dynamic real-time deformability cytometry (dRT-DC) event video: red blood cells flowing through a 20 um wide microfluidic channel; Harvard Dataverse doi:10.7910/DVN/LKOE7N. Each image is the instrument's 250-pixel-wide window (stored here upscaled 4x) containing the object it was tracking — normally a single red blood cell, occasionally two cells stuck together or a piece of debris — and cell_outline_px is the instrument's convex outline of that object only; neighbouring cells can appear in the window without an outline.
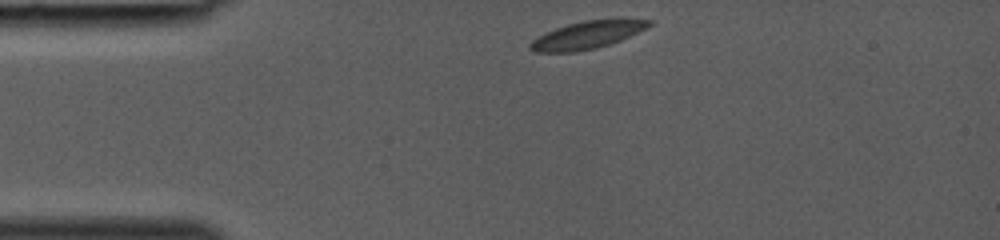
{"species": "common noctule bat (a hibernating species)", "species_latin": "Nyctalus noctula", "temperature_condition": "room temperature", "stored_images_in_passage": 29, "camera_frame_rate_fps": 3000, "um_per_image_px": 0.085, "animal": {"sex": "female", "body_mass_g": 19.0, "forearm_length_mm": 53.3}, "frame": {"image": 1, "passage_image": 1, "time_ms": 0.0, "image_size_px": [1000, 240], "cell_outline_px": [[652, 24], [648, 28], [620, 40], [596, 48], [576, 52], [532, 52], [528, 48], [528, 44], [536, 36], [556, 28], [568, 24], [584, 20], [616, 16], [624, 16], [652, 20]], "centroid_in_image_um": [49.98, 2.92], "position_along_channel_um": 35.0, "area_um2": 20.0}}
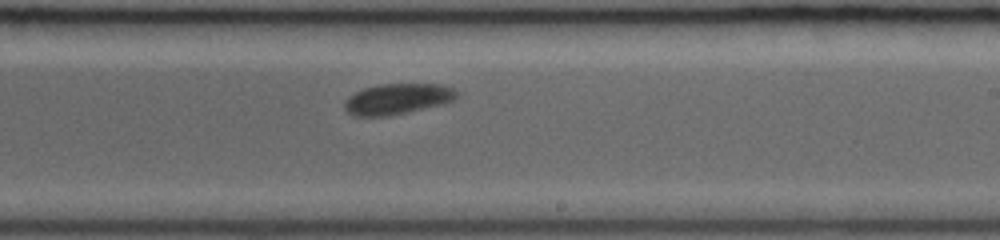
{"frame": {"image": 2, "passage_image": 17, "time_ms": 5.333, "image_size_px": [1000, 240], "cell_outline_px": [[456, 100], [444, 104], [388, 116], [352, 116], [344, 108], [344, 104], [348, 96], [364, 88], [380, 84], [440, 84], [452, 88], [456, 92]], "centroid_in_image_um": [33.77, 8.41], "position_along_channel_um": 255.2, "area_um2": 20.06}}
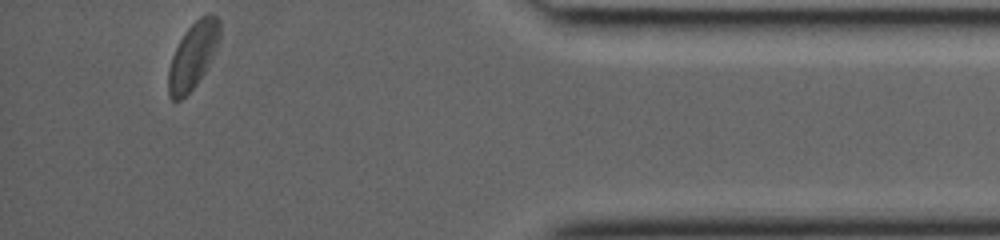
{"frame": {"image": 3, "passage_image": 29, "time_ms": 9.333, "image_size_px": [1000, 240], "cell_outline_px": [[220, 36], [216, 48], [204, 72], [196, 84], [180, 100], [172, 100], [168, 96], [168, 68], [172, 56], [184, 32], [200, 16], [208, 12], [212, 12], [220, 20]], "centroid_in_image_um": [16.4, 4.69], "position_along_channel_um": 418.8, "area_um2": 19.71}}